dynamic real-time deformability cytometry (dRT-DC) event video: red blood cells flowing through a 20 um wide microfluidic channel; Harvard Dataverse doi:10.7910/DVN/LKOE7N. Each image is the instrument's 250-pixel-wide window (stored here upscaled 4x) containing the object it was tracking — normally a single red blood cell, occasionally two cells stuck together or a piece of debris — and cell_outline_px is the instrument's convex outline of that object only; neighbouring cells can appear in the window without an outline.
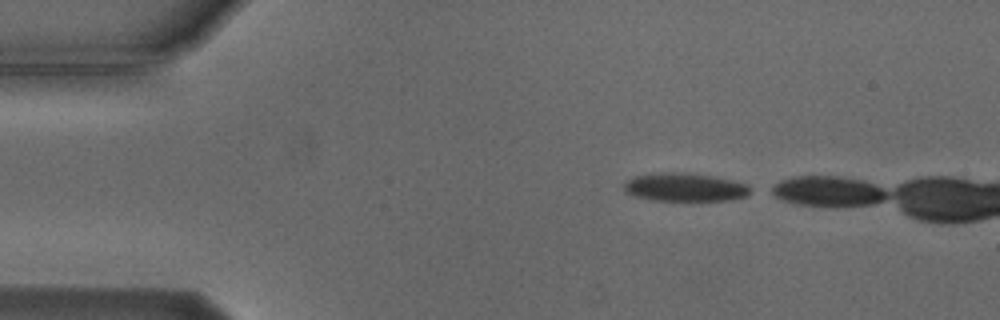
{"species": "Egyptian fruit bat (a non-hibernating species)", "species_latin": "Rousettus aegyptiacus", "temperature_condition": "cold", "stored_images_in_passage": 2, "camera_frame_rate_fps": 3000, "um_per_image_px": 0.085, "animal": {"sex": "male"}, "frame": {"image": 1, "passage_image": 1, "time_ms": 0.0, "image_size_px": [1000, 320], "cell_outline_px": [[756, 192], [748, 196], [732, 200], [652, 200], [636, 196], [624, 192], [624, 184], [632, 176], [660, 172], [680, 172], [712, 176], [732, 180], [748, 184], [756, 188]], "centroid_in_image_um": [58.31, 15.91], "position_along_channel_um": 26.7, "area_um2": 21.21}}